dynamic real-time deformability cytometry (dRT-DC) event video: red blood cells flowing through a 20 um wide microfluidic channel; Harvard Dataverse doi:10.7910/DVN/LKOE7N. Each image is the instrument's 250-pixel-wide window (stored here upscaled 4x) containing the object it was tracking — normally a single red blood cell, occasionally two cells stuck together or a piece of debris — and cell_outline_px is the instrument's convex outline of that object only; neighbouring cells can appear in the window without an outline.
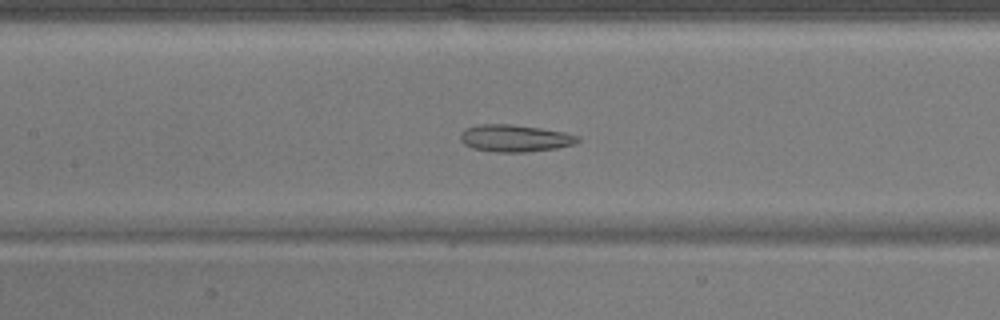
{"species": "common noctule bat (a hibernating species)", "species_latin": "Nyctalus noctula", "temperature_condition": "warm", "stored_images_in_passage": 51, "camera_frame_rate_fps": 3000, "um_per_image_px": 0.085, "animal": {"sex": "male", "body_mass_g": 17.9}, "frame": {"image": 1, "passage_image": 24, "time_ms": 7.667, "image_size_px": [1000, 320], "cell_outline_px": [[580, 140], [576, 144], [556, 148], [524, 152], [496, 152], [472, 148], [464, 144], [460, 140], [460, 132], [464, 128], [480, 124], [512, 124], [540, 128], [564, 132], [580, 136]], "centroid_in_image_um": [43.75, 11.74], "position_along_channel_um": 163.6, "area_um2": 18.67}}
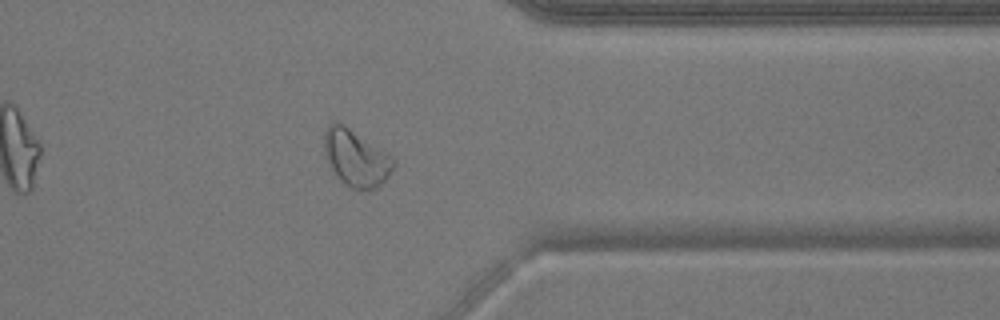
{"frame": {"image": 2, "passage_image": 41, "time_ms": 13.333, "image_size_px": [1000, 320], "cell_outline_px": [[396, 164], [388, 176], [376, 188], [368, 192], [352, 188], [344, 184], [332, 172], [324, 156], [324, 132], [328, 124], [332, 120], [336, 120], [344, 124], [392, 156], [396, 160]], "centroid_in_image_um": [30.22, 13.43], "position_along_channel_um": 381.2, "area_um2": 23.35}}
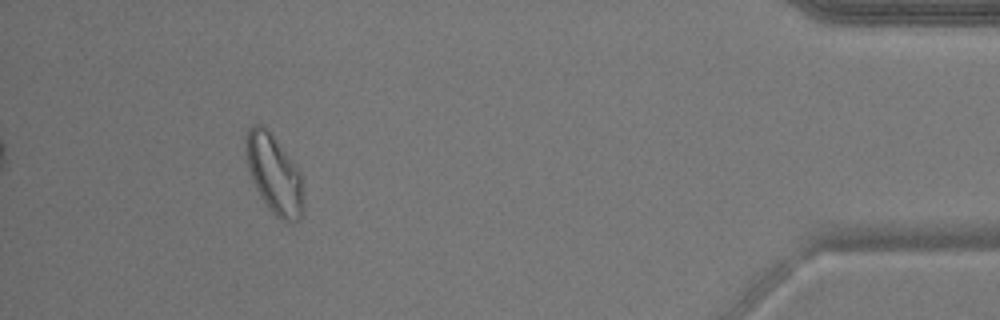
{"frame": {"image": 3, "passage_image": 47, "time_ms": 15.333, "image_size_px": [1000, 320], "cell_outline_px": [[304, 200], [300, 220], [292, 224], [276, 216], [268, 208], [256, 188], [248, 168], [244, 136], [248, 128], [252, 124], [260, 124], [268, 128], [300, 172], [304, 196]], "centroid_in_image_um": [23.3, 14.79], "position_along_channel_um": 411.9, "area_um2": 26.53}}